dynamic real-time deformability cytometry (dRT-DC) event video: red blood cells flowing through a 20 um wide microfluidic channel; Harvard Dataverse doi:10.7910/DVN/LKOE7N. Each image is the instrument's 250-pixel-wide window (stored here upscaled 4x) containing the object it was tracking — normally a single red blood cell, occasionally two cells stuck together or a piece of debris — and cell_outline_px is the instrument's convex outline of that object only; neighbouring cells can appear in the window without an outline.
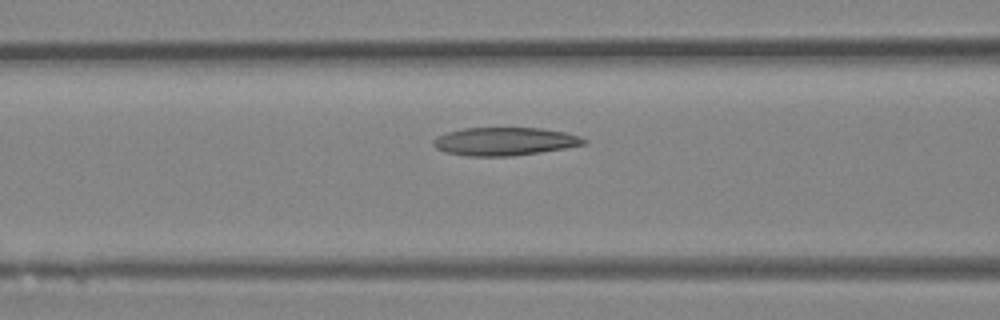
{"species": "Egyptian fruit bat (a non-hibernating species)", "species_latin": "Rousettus aegyptiacus", "temperature_condition": "room temperature", "stored_images_in_passage": 25, "camera_frame_rate_fps": 3000, "um_per_image_px": 0.085, "animal": {"sex": "female"}, "frame": {"image": 1, "passage_image": 8, "time_ms": 2.333, "image_size_px": [1000, 320], "cell_outline_px": [[588, 140], [584, 144], [564, 148], [540, 152], [512, 156], [468, 156], [444, 152], [436, 148], [432, 144], [432, 140], [436, 136], [448, 132], [464, 128], [540, 128], [564, 132], [580, 136]], "centroid_in_image_um": [42.86, 12.02], "position_along_channel_um": 123.7, "area_um2": 24.62}}
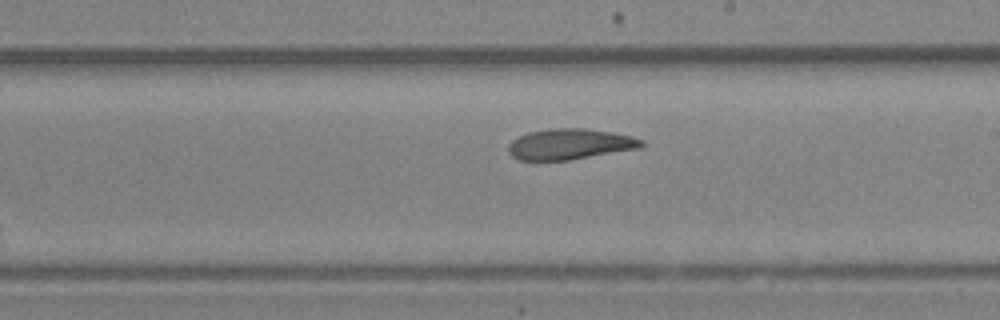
{"frame": {"image": 2, "passage_image": 15, "time_ms": 4.667, "image_size_px": [1000, 320], "cell_outline_px": [[644, 144], [640, 148], [568, 160], [516, 160], [508, 152], [508, 144], [512, 140], [528, 132], [552, 128], [584, 128], [612, 132], [632, 136], [644, 140]], "centroid_in_image_um": [48.43, 12.25], "position_along_channel_um": 240.6, "area_um2": 23.87}}
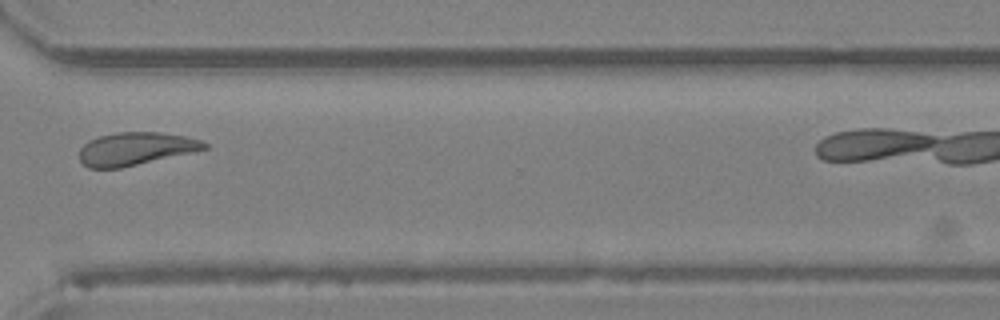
{"frame": {"image": 3, "passage_image": 22, "time_ms": 7.0, "image_size_px": [1000, 320], "cell_outline_px": [[208, 148], [192, 152], [120, 168], [88, 168], [80, 160], [80, 148], [88, 140], [100, 136], [116, 132], [160, 132], [184, 136], [200, 140], [208, 144]], "centroid_in_image_um": [11.5, 12.64], "position_along_channel_um": 359.1, "area_um2": 23.76}}